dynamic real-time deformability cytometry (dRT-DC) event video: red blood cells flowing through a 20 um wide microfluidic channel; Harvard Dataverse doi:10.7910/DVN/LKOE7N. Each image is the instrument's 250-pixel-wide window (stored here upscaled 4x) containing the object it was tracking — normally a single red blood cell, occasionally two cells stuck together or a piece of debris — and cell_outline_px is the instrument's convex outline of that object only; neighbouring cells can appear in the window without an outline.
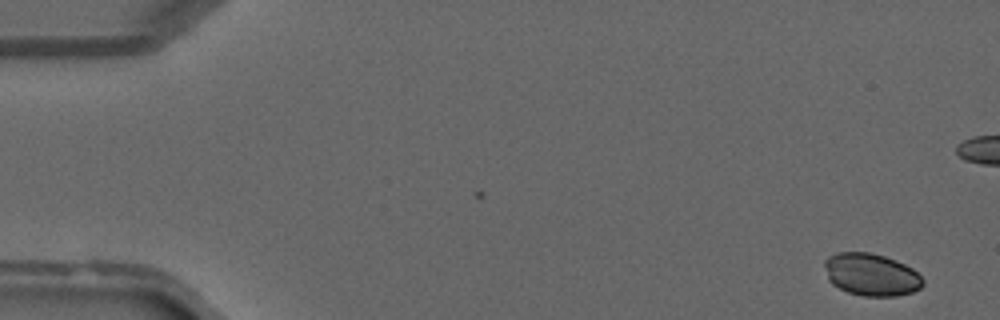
{"species": "common noctule bat (a hibernating species)", "species_latin": "Nyctalus noctula", "temperature_condition": "warm", "stored_images_in_passage": 5, "camera_frame_rate_fps": 3000, "um_per_image_px": 0.085, "animal": {"sex": "male", "forearm_length_mm": 52.5}, "frame": {"image": 1, "passage_image": 2, "time_ms": 0.333, "image_size_px": [1000, 320], "cell_outline_px": [[924, 284], [920, 288], [912, 292], [896, 296], [864, 296], [848, 292], [832, 284], [828, 280], [824, 264], [824, 260], [828, 256], [836, 252], [872, 252], [896, 260], [912, 268], [924, 280]], "centroid_in_image_um": [74.04, 23.33], "position_along_channel_um": 11.0, "area_um2": 24.39}}